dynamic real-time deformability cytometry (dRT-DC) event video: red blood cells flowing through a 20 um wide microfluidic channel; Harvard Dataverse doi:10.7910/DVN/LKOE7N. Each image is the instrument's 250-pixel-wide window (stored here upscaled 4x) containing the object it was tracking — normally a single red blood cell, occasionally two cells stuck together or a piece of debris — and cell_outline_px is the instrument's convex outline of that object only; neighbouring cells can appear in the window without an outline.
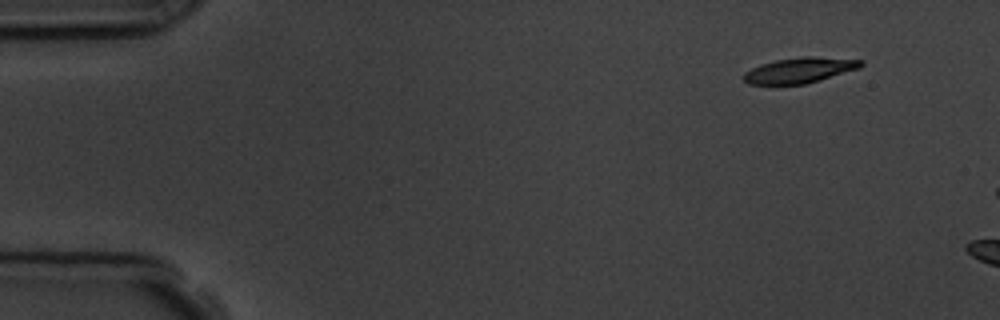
{"species": "common noctule bat (a hibernating species)", "species_latin": "Nyctalus noctula", "temperature_condition": "room temperature", "stored_images_in_passage": 2, "camera_frame_rate_fps": 3000, "um_per_image_px": 0.085, "animal": {"sex": "male", "body_mass_g": 19.5, "forearm_length_mm": 54.6}, "frame": {"image": 1, "passage_image": 1, "time_ms": 0.0, "image_size_px": [1000, 320], "cell_outline_px": [[864, 64], [860, 68], [820, 80], [804, 84], [748, 84], [744, 80], [744, 72], [760, 64], [776, 60], [804, 56], [812, 56], [864, 60]], "centroid_in_image_um": [67.99, 5.96], "position_along_channel_um": 17.0, "area_um2": 17.34}}